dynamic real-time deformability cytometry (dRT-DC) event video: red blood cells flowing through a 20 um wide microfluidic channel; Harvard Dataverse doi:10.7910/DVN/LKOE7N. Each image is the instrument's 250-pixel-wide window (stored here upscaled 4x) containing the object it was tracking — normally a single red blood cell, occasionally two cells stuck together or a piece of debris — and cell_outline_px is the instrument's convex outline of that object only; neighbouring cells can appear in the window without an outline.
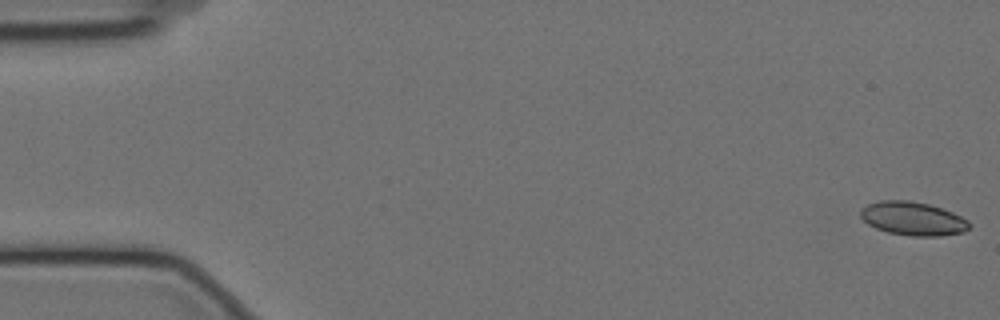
{"species": "Egyptian fruit bat (a non-hibernating species)", "species_latin": "Rousettus aegyptiacus", "temperature_condition": "cold", "stored_images_in_passage": 16, "camera_frame_rate_fps": 3000, "um_per_image_px": 0.085, "animal": {"sex": "female"}, "frame": {"image": 1, "passage_image": 1, "time_ms": 0.0, "image_size_px": [1000, 320], "cell_outline_px": [[972, 224], [964, 232], [940, 236], [912, 236], [888, 232], [876, 228], [868, 224], [860, 216], [860, 208], [868, 204], [880, 200], [908, 200], [928, 204], [952, 212], [968, 220]], "centroid_in_image_um": [77.59, 18.58], "position_along_channel_um": 7.4, "area_um2": 21.27}}
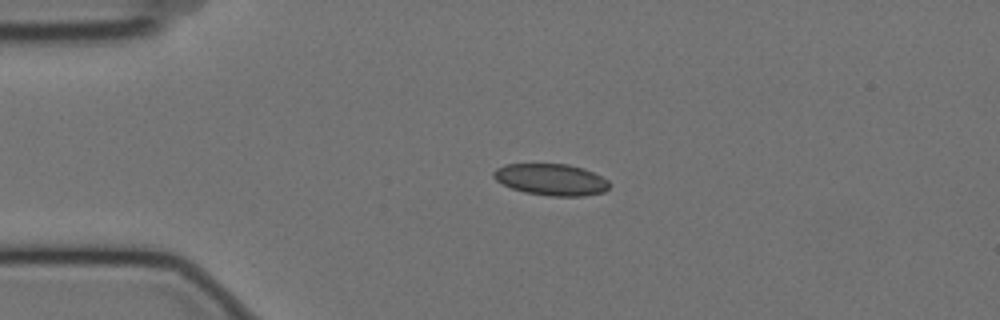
{"frame": {"image": 2, "passage_image": 13, "time_ms": 4.0, "image_size_px": [1000, 320], "cell_outline_px": [[612, 184], [604, 192], [584, 196], [548, 196], [524, 192], [512, 188], [496, 180], [492, 176], [492, 172], [496, 168], [504, 164], [568, 164], [592, 172], [608, 180]], "centroid_in_image_um": [46.84, 15.27], "position_along_channel_um": 38.2, "area_um2": 21.33}}